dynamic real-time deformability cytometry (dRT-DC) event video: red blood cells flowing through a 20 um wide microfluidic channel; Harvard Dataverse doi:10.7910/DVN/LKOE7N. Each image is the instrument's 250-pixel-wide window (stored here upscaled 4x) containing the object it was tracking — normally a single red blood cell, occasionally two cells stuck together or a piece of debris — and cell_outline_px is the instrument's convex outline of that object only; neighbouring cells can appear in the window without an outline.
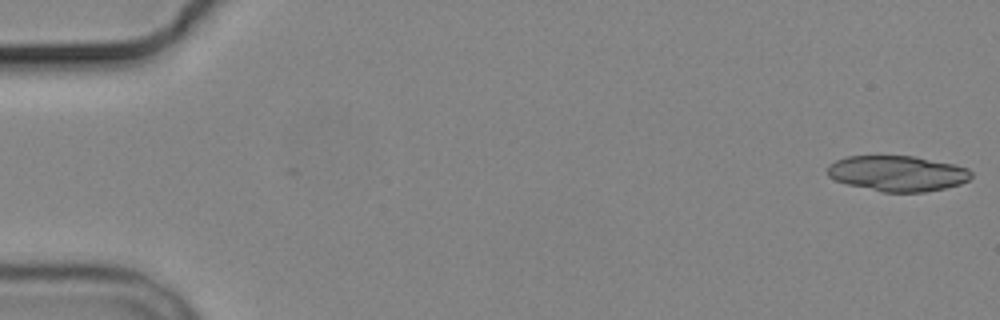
{"species": "common noctule bat (a hibernating species)", "species_latin": "Nyctalus noctula", "temperature_condition": "cold", "stored_images_in_passage": 7, "segment_of_instrument_passage": [1, 2], "camera_frame_rate_fps": 3000, "um_per_image_px": 0.085, "animal": {"sex": "male", "body_mass_g": 19.2, "forearm_length_mm": 51.8}, "frame": {"image": 1, "passage_image": 1, "time_ms": 0.0, "image_size_px": [1000, 320], "cell_outline_px": [[972, 176], [968, 180], [960, 184], [944, 188], [924, 192], [884, 192], [848, 184], [836, 180], [828, 176], [828, 164], [836, 160], [848, 156], [916, 156], [956, 164], [968, 168], [972, 172]], "centroid_in_image_um": [76.32, 14.73], "position_along_channel_um": 8.7, "area_um2": 29.82}}